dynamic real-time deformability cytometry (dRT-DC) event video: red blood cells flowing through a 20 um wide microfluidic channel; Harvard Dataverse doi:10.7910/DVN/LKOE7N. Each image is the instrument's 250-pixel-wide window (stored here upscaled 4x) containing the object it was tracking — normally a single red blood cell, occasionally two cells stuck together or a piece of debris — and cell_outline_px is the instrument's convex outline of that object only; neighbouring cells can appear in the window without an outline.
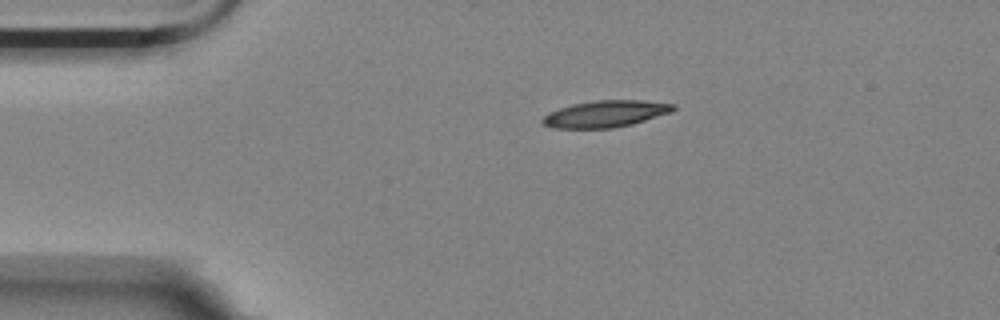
{"species": "Egyptian fruit bat (a non-hibernating species)", "species_latin": "Rousettus aegyptiacus", "temperature_condition": "room temperature", "stored_images_in_passage": 4, "camera_frame_rate_fps": 3000, "um_per_image_px": 0.085, "animal": {"sex": "female"}, "frame": {"image": 1, "passage_image": 1, "time_ms": 0.0, "image_size_px": [1000, 320], "cell_outline_px": [[676, 108], [672, 112], [632, 124], [612, 128], [552, 128], [540, 124], [540, 120], [544, 116], [560, 108], [572, 104], [596, 100], [644, 100], [676, 104]], "centroid_in_image_um": [51.48, 9.68], "position_along_channel_um": 33.5, "area_um2": 20.4}}
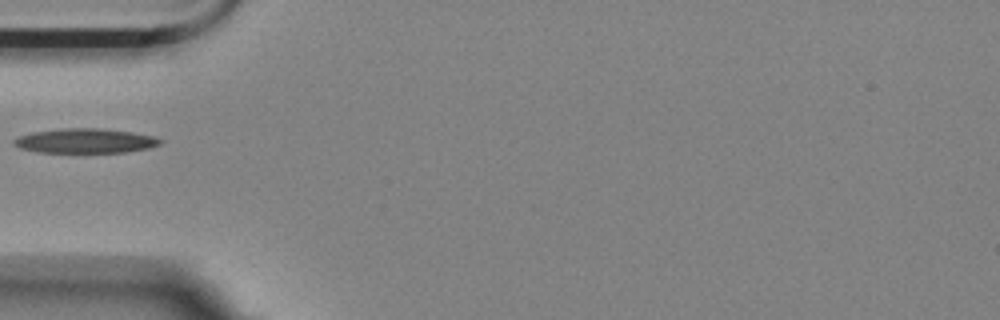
{"frame": {"image": 2, "passage_image": 3, "time_ms": 2.333, "image_size_px": [1000, 320], "cell_outline_px": [[164, 140], [160, 144], [148, 148], [124, 152], [36, 152], [20, 148], [12, 144], [12, 140], [20, 136], [32, 132], [60, 128], [100, 128], [132, 132], [156, 136]], "centroid_in_image_um": [7.25, 11.96], "position_along_channel_um": 77.8, "area_um2": 21.04}}
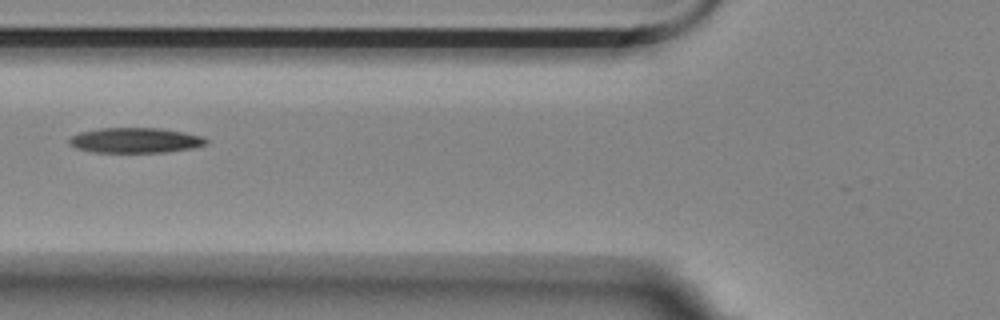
{"frame": {"image": 3, "passage_image": 4, "time_ms": 3.333, "image_size_px": [1000, 320], "cell_outline_px": [[208, 144], [192, 148], [164, 152], [92, 152], [76, 148], [68, 144], [68, 140], [72, 136], [80, 132], [100, 128], [160, 128], [184, 132], [200, 136], [208, 140]], "centroid_in_image_um": [11.48, 11.93], "position_along_channel_um": 114.3, "area_um2": 20.06}}